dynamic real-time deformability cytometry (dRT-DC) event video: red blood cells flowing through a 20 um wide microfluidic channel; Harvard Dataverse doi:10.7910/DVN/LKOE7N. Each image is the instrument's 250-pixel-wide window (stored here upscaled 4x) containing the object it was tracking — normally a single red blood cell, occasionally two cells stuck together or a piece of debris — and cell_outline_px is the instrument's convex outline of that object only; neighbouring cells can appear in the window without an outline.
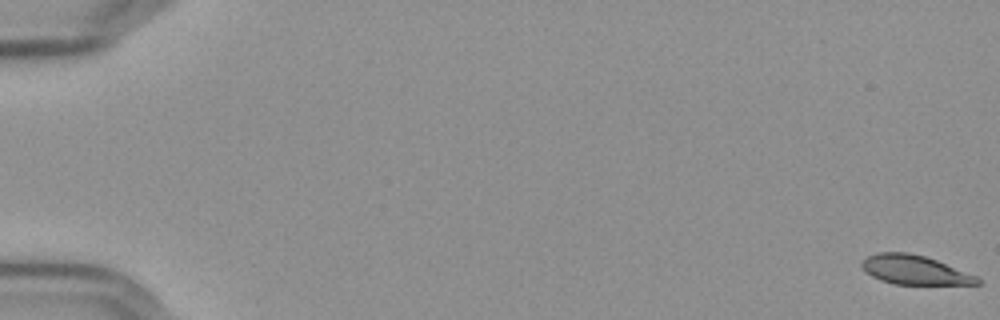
{"species": "Egyptian fruit bat (a non-hibernating species)", "species_latin": "Rousettus aegyptiacus", "temperature_condition": "cold", "stored_images_in_passage": 15, "camera_frame_rate_fps": 3000, "um_per_image_px": 0.085, "frame": {"image": 1, "passage_image": 1, "time_ms": 0.0, "image_size_px": [1000, 320], "cell_outline_px": [[980, 284], [896, 284], [880, 280], [872, 276], [860, 264], [868, 256], [876, 252], [908, 252], [924, 256], [936, 260], [976, 276], [980, 280]], "centroid_in_image_um": [77.72, 22.93], "position_along_channel_um": 7.3, "area_um2": 19.25}}